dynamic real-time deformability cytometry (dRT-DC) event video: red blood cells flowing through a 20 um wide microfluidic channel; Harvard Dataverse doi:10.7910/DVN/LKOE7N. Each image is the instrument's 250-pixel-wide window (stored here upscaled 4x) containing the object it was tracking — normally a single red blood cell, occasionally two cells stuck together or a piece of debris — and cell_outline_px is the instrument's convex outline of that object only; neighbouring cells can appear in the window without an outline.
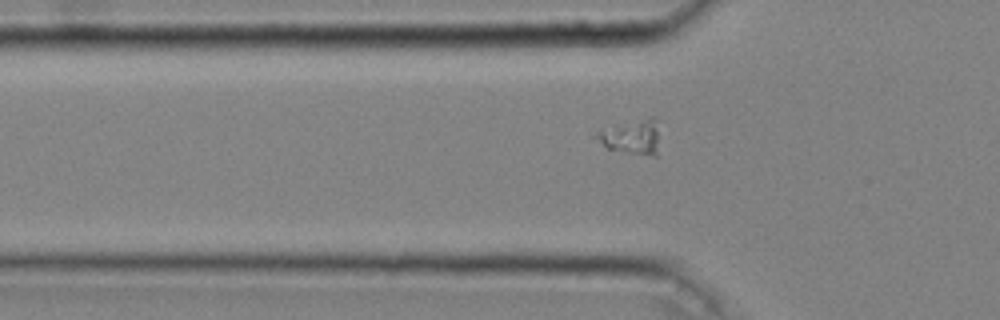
{"species": "common noctule bat (a hibernating species)", "species_latin": "Nyctalus noctula", "temperature_condition": "cold", "stored_images_in_passage": 35, "camera_frame_rate_fps": 3000, "um_per_image_px": 0.085, "animal": {"sex": "male", "body_mass_g": 20.4}, "frame": {"image": 1, "passage_image": 5, "time_ms": 1.333, "image_size_px": [1000, 320], "cell_outline_px": [[656, 156], [628, 152], [608, 148], [592, 136], [600, 128], [648, 116], [656, 116]], "centroid_in_image_um": [53.61, 11.57], "position_along_channel_um": 72.2, "area_um2": 12.6}}
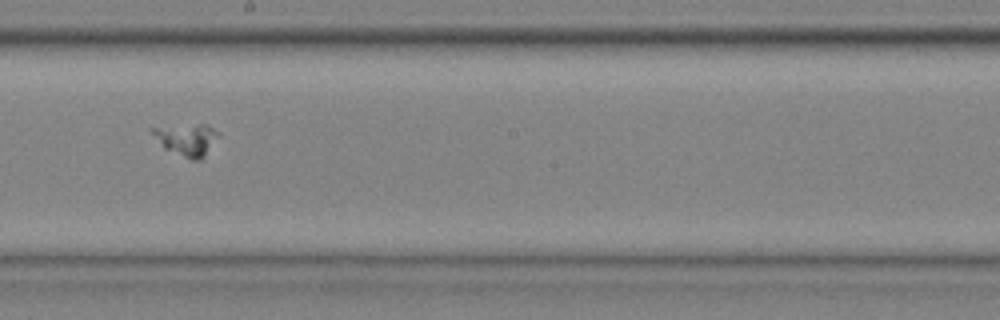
{"frame": {"image": 2, "passage_image": 17, "time_ms": 5.333, "image_size_px": [1000, 320], "cell_outline_px": [[220, 132], [204, 156], [200, 160], [192, 160], [164, 148], [148, 128], [200, 124], [208, 124]], "centroid_in_image_um": [15.88, 11.84], "position_along_channel_um": 232.3, "area_um2": 11.96}}
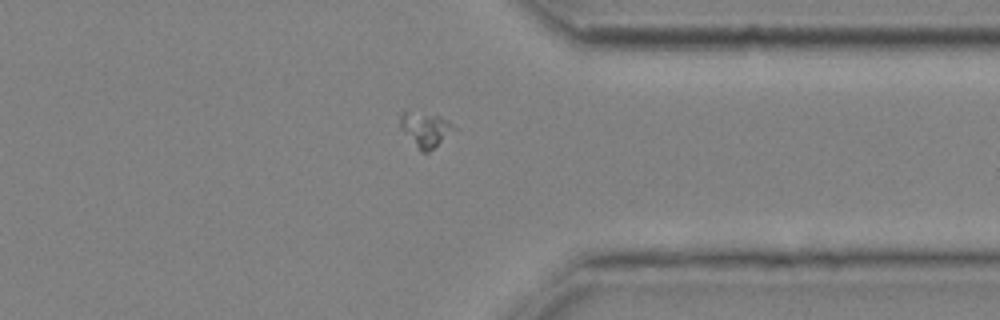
{"frame": {"image": 3, "passage_image": 28, "time_ms": 9.0, "image_size_px": [1000, 320], "cell_outline_px": [[456, 128], [428, 152], [420, 152], [400, 128], [400, 112], [404, 112], [440, 116], [452, 124]], "centroid_in_image_um": [36.12, 11.02], "position_along_channel_um": 375.3, "area_um2": 10.4}}